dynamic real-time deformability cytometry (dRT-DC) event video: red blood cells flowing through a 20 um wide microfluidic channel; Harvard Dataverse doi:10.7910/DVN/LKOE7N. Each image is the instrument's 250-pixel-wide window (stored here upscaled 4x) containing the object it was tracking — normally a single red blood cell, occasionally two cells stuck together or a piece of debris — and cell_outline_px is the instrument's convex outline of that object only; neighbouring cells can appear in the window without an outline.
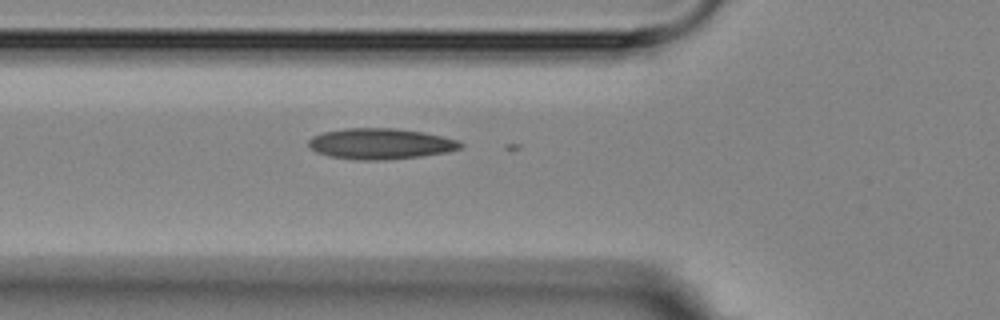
{"species": "Egyptian fruit bat (a non-hibernating species)", "species_latin": "Rousettus aegyptiacus", "temperature_condition": "room temperature", "stored_images_in_passage": 4, "camera_frame_rate_fps": 3000, "um_per_image_px": 0.085, "animal": {"sex": "female"}, "frame": {"image": 1, "passage_image": 4, "time_ms": 4.0, "image_size_px": [1000, 320], "cell_outline_px": [[464, 144], [460, 148], [448, 152], [420, 156], [384, 160], [356, 160], [332, 156], [316, 152], [308, 144], [308, 140], [312, 136], [324, 132], [344, 128], [396, 128], [424, 132], [456, 140]], "centroid_in_image_um": [32.33, 12.21], "position_along_channel_um": 93.5, "area_um2": 27.17}}